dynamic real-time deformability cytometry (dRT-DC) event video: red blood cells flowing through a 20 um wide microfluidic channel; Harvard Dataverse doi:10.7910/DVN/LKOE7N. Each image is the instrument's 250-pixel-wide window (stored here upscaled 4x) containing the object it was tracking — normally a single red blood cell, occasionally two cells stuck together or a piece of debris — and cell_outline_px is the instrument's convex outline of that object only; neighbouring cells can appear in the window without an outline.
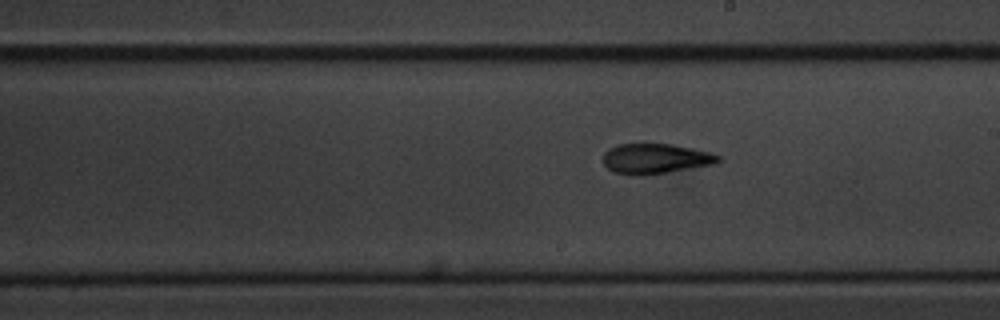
{"species": "common noctule bat (a hibernating species)", "species_latin": "Nyctalus noctula", "temperature_condition": "cold", "stored_images_in_passage": 10, "camera_frame_rate_fps": 3000, "um_per_image_px": 0.085, "animal": {"sex": "male", "body_mass_g": 20.1, "forearm_length_mm": 53.5}, "frame": {"image": 1, "passage_image": 10, "time_ms": 11.333, "image_size_px": [1000, 320], "cell_outline_px": [[720, 160], [716, 164], [664, 172], [612, 172], [604, 164], [604, 152], [608, 148], [616, 144], [672, 144], [692, 148], [708, 152], [720, 156]], "centroid_in_image_um": [55.73, 13.43], "position_along_channel_um": 233.3, "area_um2": 19.31}}